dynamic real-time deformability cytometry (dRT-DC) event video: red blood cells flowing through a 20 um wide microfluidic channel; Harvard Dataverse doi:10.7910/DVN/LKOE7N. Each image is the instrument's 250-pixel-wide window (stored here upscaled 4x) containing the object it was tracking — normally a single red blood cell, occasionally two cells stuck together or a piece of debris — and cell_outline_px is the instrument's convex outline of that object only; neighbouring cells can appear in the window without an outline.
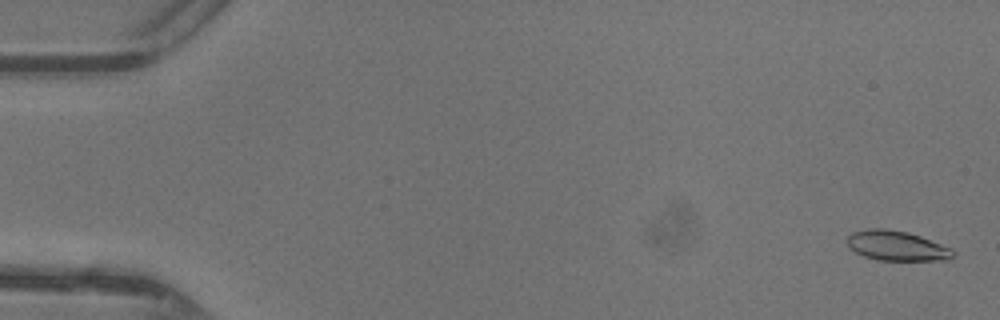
{"species": "common noctule bat (a hibernating species)", "species_latin": "Nyctalus noctula", "temperature_condition": "warm", "stored_images_in_passage": 8, "camera_frame_rate_fps": 3000, "um_per_image_px": 0.085, "animal": {"sex": "female"}, "frame": {"image": 1, "passage_image": 2, "time_ms": 0.333, "image_size_px": [1000, 320], "cell_outline_px": [[956, 252], [948, 260], [876, 260], [864, 256], [848, 248], [848, 236], [852, 232], [868, 228], [884, 228], [908, 232], [920, 236], [952, 248]], "centroid_in_image_um": [76.21, 20.89], "position_along_channel_um": 8.8, "area_um2": 18.5}}